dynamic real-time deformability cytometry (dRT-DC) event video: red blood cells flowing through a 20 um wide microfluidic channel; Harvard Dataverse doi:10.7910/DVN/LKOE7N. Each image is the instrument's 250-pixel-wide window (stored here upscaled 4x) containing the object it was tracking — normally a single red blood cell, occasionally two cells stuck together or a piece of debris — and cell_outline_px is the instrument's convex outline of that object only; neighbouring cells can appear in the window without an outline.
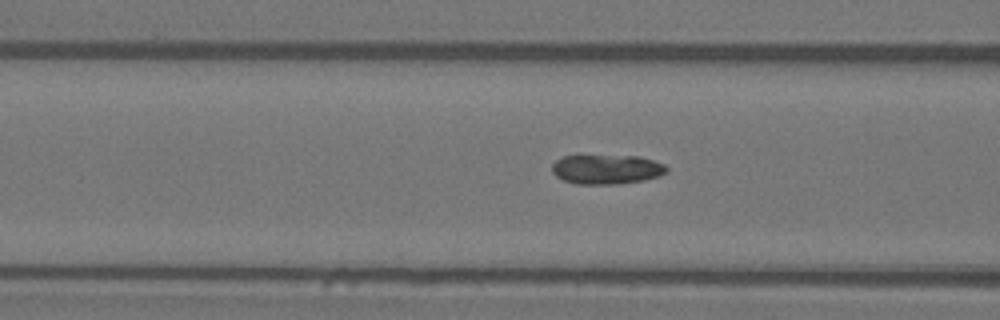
{"species": "Egyptian fruit bat (a non-hibernating species)", "species_latin": "Rousettus aegyptiacus", "temperature_condition": "warm", "stored_images_in_passage": 12, "camera_frame_rate_fps": 3000, "um_per_image_px": 0.085, "animal": {"sex": "female"}, "frame": {"image": 1, "passage_image": 4, "time_ms": 1.0, "image_size_px": [1000, 320], "cell_outline_px": [[668, 172], [644, 180], [616, 184], [576, 184], [564, 180], [556, 176], [552, 172], [552, 164], [556, 160], [564, 156], [576, 152], [640, 156], [664, 164], [668, 168]], "centroid_in_image_um": [51.5, 14.33], "position_along_channel_um": 115.1, "area_um2": 20.69}}
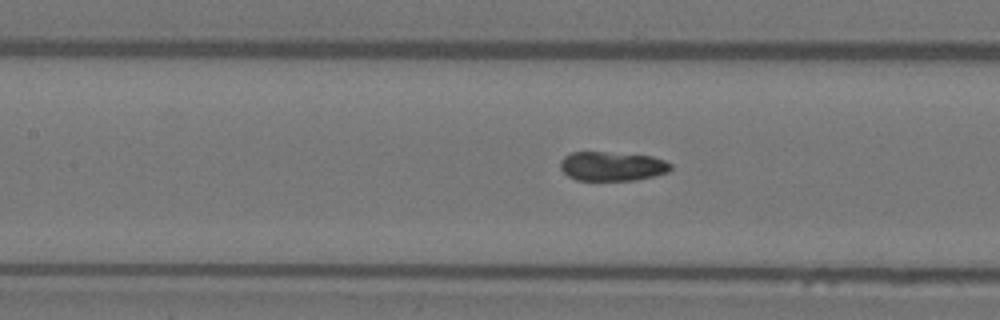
{"frame": {"image": 2, "passage_image": 7, "time_ms": 2.0, "image_size_px": [1000, 320], "cell_outline_px": [[672, 168], [668, 172], [636, 180], [576, 180], [568, 176], [560, 168], [560, 160], [564, 156], [572, 152], [604, 152], [652, 156], [664, 160], [672, 164]], "centroid_in_image_um": [52.02, 14.13], "position_along_channel_um": 155.4, "area_um2": 18.79}}
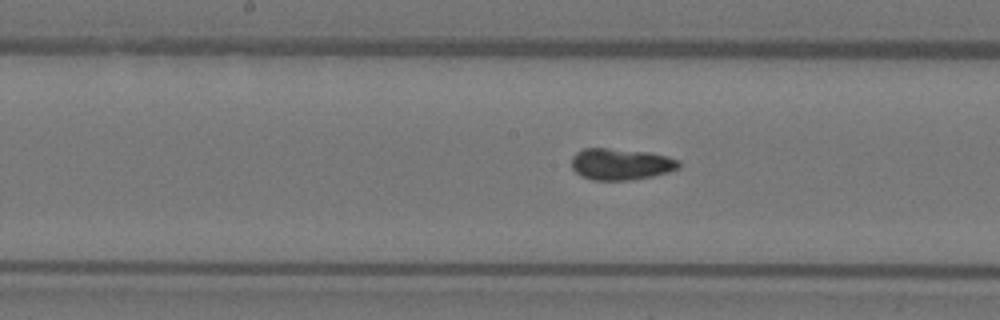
{"frame": {"image": 3, "passage_image": 10, "time_ms": 3.0, "image_size_px": [1000, 320], "cell_outline_px": [[680, 168], [668, 172], [652, 176], [628, 180], [592, 180], [580, 176], [572, 168], [572, 156], [576, 152], [584, 148], [608, 148], [648, 152], [668, 156], [680, 160]], "centroid_in_image_um": [52.77, 13.95], "position_along_channel_um": 195.4, "area_um2": 19.83}}